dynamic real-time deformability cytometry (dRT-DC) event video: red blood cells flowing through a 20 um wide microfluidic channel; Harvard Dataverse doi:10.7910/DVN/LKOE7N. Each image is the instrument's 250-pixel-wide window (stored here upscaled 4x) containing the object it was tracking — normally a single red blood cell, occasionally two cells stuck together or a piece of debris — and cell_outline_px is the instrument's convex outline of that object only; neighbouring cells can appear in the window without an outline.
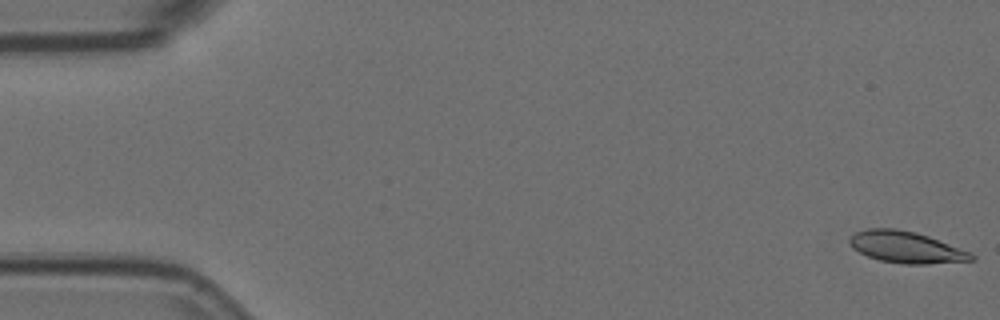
{"species": "Egyptian fruit bat (a non-hibernating species)", "species_latin": "Rousettus aegyptiacus", "temperature_condition": "room temperature", "stored_images_in_passage": 6, "camera_frame_rate_fps": 3000, "um_per_image_px": 0.085, "animal": {"sex": "female"}, "frame": {"image": 1, "passage_image": 1, "time_ms": 0.0, "image_size_px": [1000, 320], "cell_outline_px": [[976, 260], [928, 264], [904, 264], [880, 260], [868, 256], [852, 248], [848, 244], [848, 240], [856, 232], [868, 228], [896, 228], [916, 232], [928, 236], [972, 252], [976, 256]], "centroid_in_image_um": [77.05, 21.01], "position_along_channel_um": 8.0, "area_um2": 22.54}}
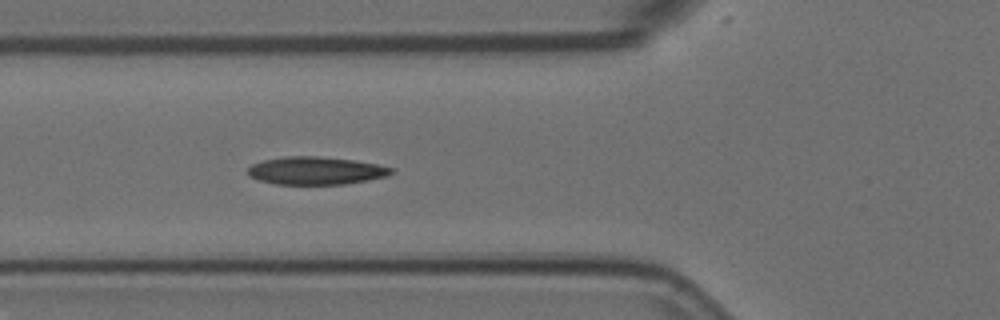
{"frame": {"image": 2, "passage_image": 6, "time_ms": 1.667, "image_size_px": [1000, 320], "cell_outline_px": [[396, 172], [388, 176], [368, 180], [344, 184], [276, 184], [260, 180], [248, 176], [244, 172], [252, 164], [264, 160], [284, 156], [320, 156], [352, 160], [376, 164], [396, 168]], "centroid_in_image_um": [26.86, 14.5], "position_along_channel_um": 98.9, "area_um2": 23.47}}